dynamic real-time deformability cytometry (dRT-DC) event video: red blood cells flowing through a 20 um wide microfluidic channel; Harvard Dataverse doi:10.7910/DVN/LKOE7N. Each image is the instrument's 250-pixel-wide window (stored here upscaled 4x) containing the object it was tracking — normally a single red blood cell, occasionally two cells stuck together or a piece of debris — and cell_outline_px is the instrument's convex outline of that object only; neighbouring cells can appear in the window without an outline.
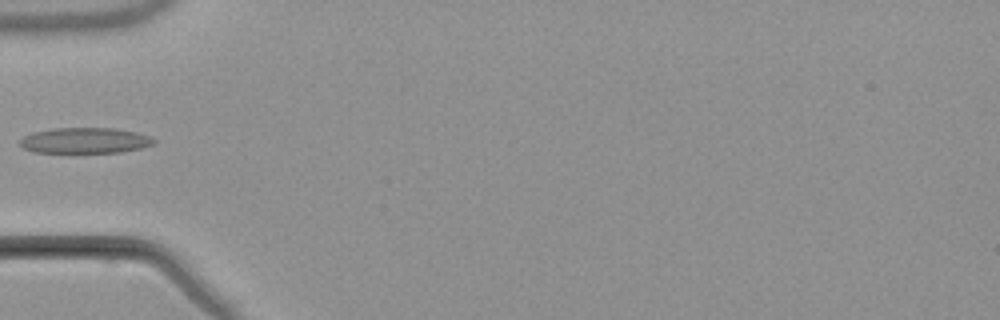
{"species": "common noctule bat (a hibernating species)", "species_latin": "Nyctalus noctula", "temperature_condition": "warm", "stored_images_in_passage": 5, "camera_frame_rate_fps": 3000, "um_per_image_px": 0.085, "animal": {"sex": "male", "body_mass_g": 21.5, "forearm_length_mm": 52.0}, "frame": {"image": 1, "passage_image": 5, "time_ms": 5.667, "image_size_px": [1000, 320], "cell_outline_px": [[156, 140], [152, 144], [140, 148], [120, 152], [32, 152], [24, 148], [20, 144], [20, 140], [24, 136], [32, 132], [52, 128], [112, 128], [136, 132], [148, 136]], "centroid_in_image_um": [7.18, 11.93], "position_along_channel_um": 77.8, "area_um2": 19.83}}